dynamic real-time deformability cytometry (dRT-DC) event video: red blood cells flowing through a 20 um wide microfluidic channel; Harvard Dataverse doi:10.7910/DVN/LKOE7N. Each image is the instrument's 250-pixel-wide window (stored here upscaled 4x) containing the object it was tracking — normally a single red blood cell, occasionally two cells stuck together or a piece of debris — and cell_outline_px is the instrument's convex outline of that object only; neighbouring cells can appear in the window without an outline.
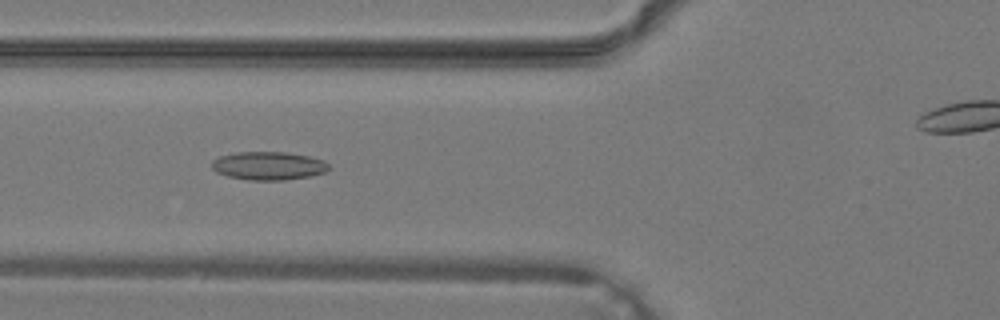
{"species": "common noctule bat (a hibernating species)", "species_latin": "Nyctalus noctula", "temperature_condition": "warm", "stored_images_in_passage": 36, "camera_frame_rate_fps": 3000, "um_per_image_px": 0.085, "animal": {"sex": "male", "body_mass_g": 19.2, "forearm_length_mm": 51.8}, "frame": {"image": 1, "passage_image": 16, "time_ms": 5.0, "image_size_px": [1000, 320], "cell_outline_px": [[328, 168], [324, 172], [308, 176], [284, 180], [248, 180], [228, 176], [216, 172], [212, 168], [212, 160], [220, 156], [236, 152], [288, 152], [308, 156], [324, 160], [328, 164]], "centroid_in_image_um": [22.79, 14.08], "position_along_channel_um": 103.0, "area_um2": 19.19}}
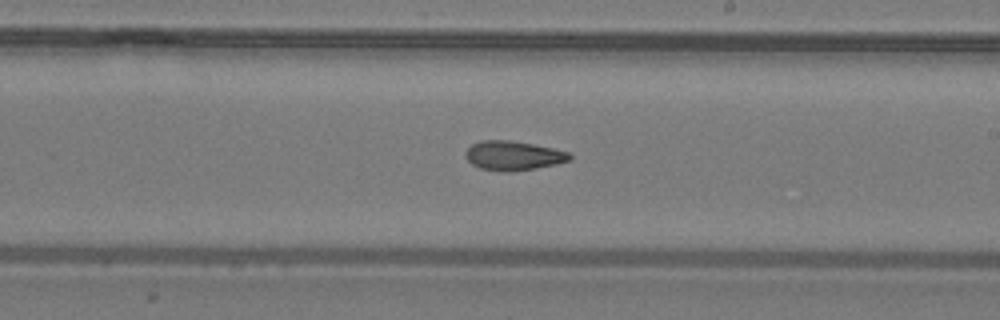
{"frame": {"image": 2, "passage_image": 24, "time_ms": 7.667, "image_size_px": [1000, 320], "cell_outline_px": [[572, 160], [556, 164], [536, 168], [512, 172], [504, 172], [480, 168], [472, 164], [464, 156], [464, 152], [472, 144], [480, 140], [508, 140], [532, 144], [552, 148], [568, 152], [572, 156]], "centroid_in_image_um": [43.61, 13.23], "position_along_channel_um": 245.4, "area_um2": 17.86}}
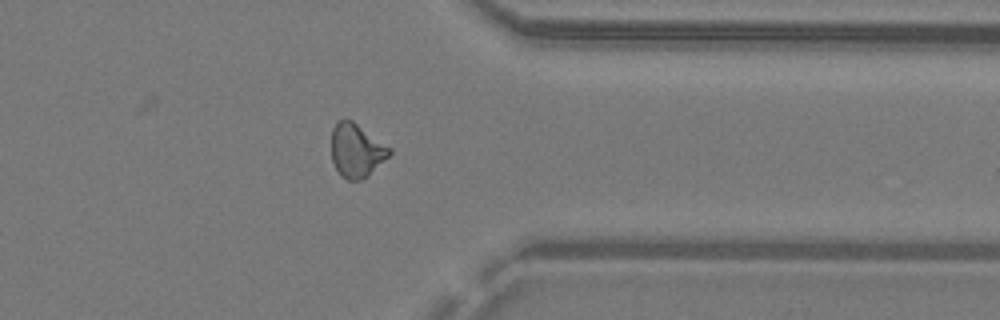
{"frame": {"image": 3, "passage_image": 32, "time_ms": 10.333, "image_size_px": [1000, 320], "cell_outline_px": [[392, 152], [368, 176], [360, 180], [348, 180], [340, 176], [332, 160], [332, 128], [336, 120], [352, 120], [392, 148]], "centroid_in_image_um": [30.29, 12.78], "position_along_channel_um": 381.1, "area_um2": 18.15}}